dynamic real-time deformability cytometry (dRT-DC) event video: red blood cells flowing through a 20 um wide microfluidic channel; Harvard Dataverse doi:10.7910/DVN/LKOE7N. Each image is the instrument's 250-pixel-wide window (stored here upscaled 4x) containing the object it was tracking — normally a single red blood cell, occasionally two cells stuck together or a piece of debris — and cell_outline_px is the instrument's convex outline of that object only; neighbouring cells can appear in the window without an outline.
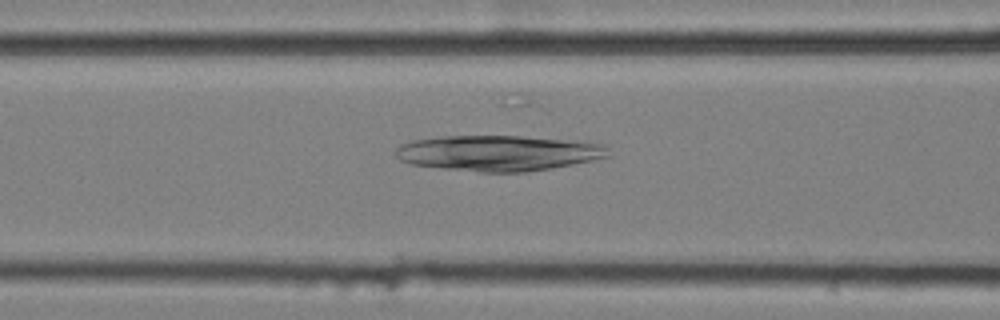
{"species": "common noctule bat (a hibernating species)", "species_latin": "Nyctalus noctula", "temperature_condition": "cold", "stored_images_in_passage": 46, "camera_frame_rate_fps": 3000, "um_per_image_px": 0.085, "animal": {"sex": "female", "body_mass_g": 25.1}, "frame": {"image": 1, "passage_image": 18, "time_ms": 5.667, "image_size_px": [1000, 320], "cell_outline_px": [[608, 156], [592, 160], [552, 168], [524, 172], [480, 172], [444, 168], [412, 164], [400, 160], [396, 156], [396, 148], [400, 144], [412, 140], [440, 136], [520, 136], [604, 144]], "centroid_in_image_um": [42.28, 13.01], "position_along_channel_um": 124.3, "area_um2": 43.58}}
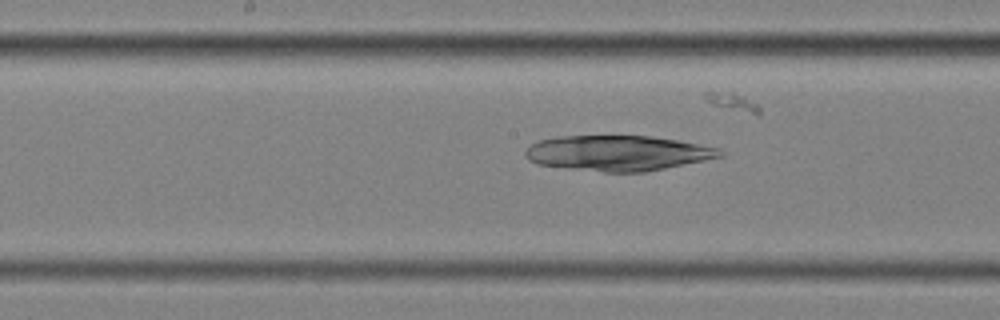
{"frame": {"image": 2, "passage_image": 24, "time_ms": 7.667, "image_size_px": [1000, 320], "cell_outline_px": [[724, 156], [644, 172], [604, 172], [568, 168], [536, 164], [528, 160], [524, 156], [524, 152], [532, 144], [540, 140], [556, 136], [652, 136], [676, 140], [720, 148], [724, 152]], "centroid_in_image_um": [52.49, 13.01], "position_along_channel_um": 195.7, "area_um2": 39.94}}
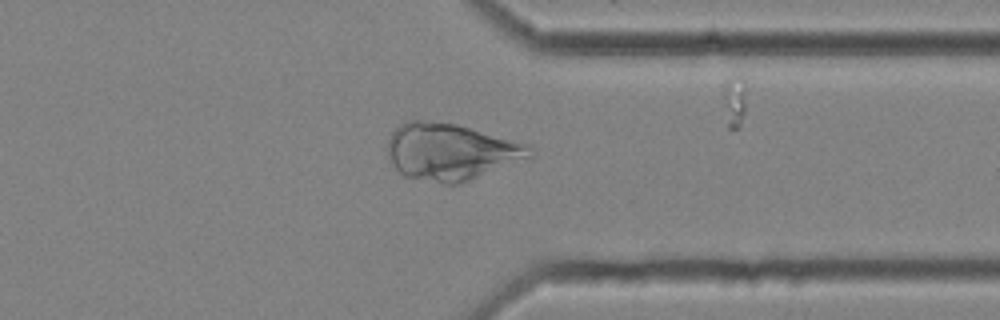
{"frame": {"image": 3, "passage_image": 39, "time_ms": 12.667, "image_size_px": [1000, 320], "cell_outline_px": [[536, 152], [532, 156], [468, 180], [456, 184], [444, 184], [404, 176], [392, 164], [388, 156], [388, 140], [392, 132], [400, 124], [408, 120], [428, 120], [456, 124], [532, 144]], "centroid_in_image_um": [38.33, 12.87], "position_along_channel_um": 373.1, "area_um2": 46.99}}